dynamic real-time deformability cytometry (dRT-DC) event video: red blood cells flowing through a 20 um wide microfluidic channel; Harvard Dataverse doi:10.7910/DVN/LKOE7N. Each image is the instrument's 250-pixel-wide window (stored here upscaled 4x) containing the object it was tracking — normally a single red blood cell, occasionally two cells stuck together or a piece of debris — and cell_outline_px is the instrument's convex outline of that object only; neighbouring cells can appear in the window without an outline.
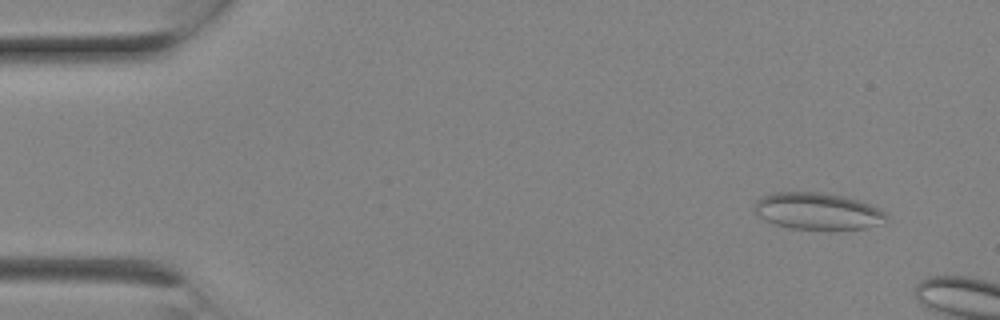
{"species": "Egyptian fruit bat (a non-hibernating species)", "species_latin": "Rousettus aegyptiacus", "temperature_condition": "room temperature", "stored_images_in_passage": 4, "camera_frame_rate_fps": 3000, "um_per_image_px": 0.085, "animal": {"sex": "female"}, "frame": {"image": 1, "passage_image": 2, "time_ms": 0.333, "image_size_px": [1000, 320], "cell_outline_px": [[888, 220], [868, 228], [792, 228], [776, 224], [756, 216], [752, 204], [756, 200], [772, 192], [824, 192], [844, 196], [860, 200], [884, 212], [888, 216]], "centroid_in_image_um": [69.45, 17.92], "position_along_channel_um": 15.5, "area_um2": 28.09}}